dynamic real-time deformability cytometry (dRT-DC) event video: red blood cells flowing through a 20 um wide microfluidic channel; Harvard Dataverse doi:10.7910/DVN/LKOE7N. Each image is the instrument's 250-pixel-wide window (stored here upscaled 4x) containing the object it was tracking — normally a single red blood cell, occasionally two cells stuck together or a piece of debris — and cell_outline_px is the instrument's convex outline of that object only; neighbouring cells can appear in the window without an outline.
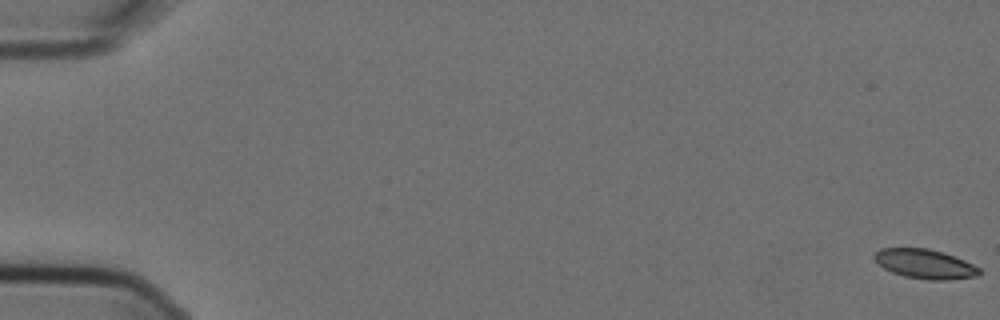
{"species": "Egyptian fruit bat (a non-hibernating species)", "species_latin": "Rousettus aegyptiacus", "temperature_condition": "cold", "stored_images_in_passage": 6, "camera_frame_rate_fps": 3000, "um_per_image_px": 0.085, "animal": {"sex": "female"}, "frame": {"image": 1, "passage_image": 1, "time_ms": 0.0, "image_size_px": [1000, 320], "cell_outline_px": [[984, 272], [980, 276], [948, 280], [928, 280], [904, 276], [892, 272], [884, 268], [872, 256], [880, 248], [928, 248], [944, 252], [964, 260], [980, 268]], "centroid_in_image_um": [78.67, 22.44], "position_along_channel_um": 6.3, "area_um2": 18.15}}
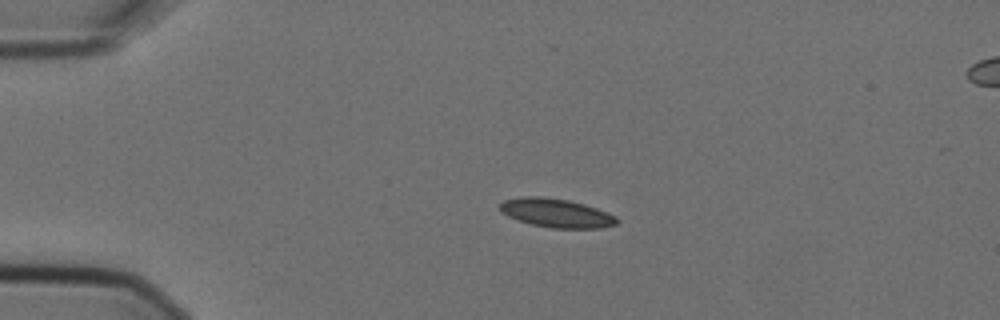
{"frame": {"image": 2, "passage_image": 4, "time_ms": 1.0, "image_size_px": [1000, 320], "cell_outline_px": [[620, 220], [616, 224], [600, 228], [552, 228], [532, 224], [516, 220], [500, 212], [500, 204], [504, 200], [520, 196], [544, 196], [568, 200], [584, 204], [608, 212], [616, 216]], "centroid_in_image_um": [47.28, 18.1], "position_along_channel_um": 37.7, "area_um2": 19.77}}